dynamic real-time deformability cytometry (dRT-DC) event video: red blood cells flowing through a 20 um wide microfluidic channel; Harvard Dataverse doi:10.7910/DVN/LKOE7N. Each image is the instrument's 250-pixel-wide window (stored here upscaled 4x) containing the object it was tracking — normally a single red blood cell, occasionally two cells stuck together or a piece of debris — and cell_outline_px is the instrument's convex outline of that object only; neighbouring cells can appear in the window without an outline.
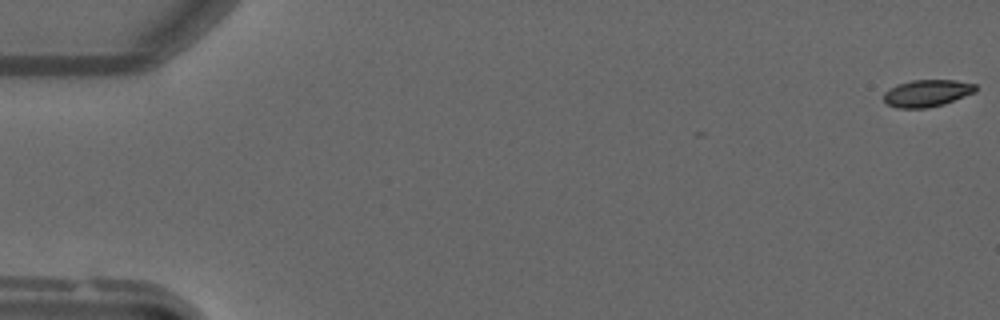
{"species": "common noctule bat (a hibernating species)", "species_latin": "Nyctalus noctula", "temperature_condition": "warm", "stored_images_in_passage": 51, "camera_frame_rate_fps": 3000, "um_per_image_px": 0.085, "animal": {"sex": "male", "forearm_length_mm": 52.5}, "frame": {"image": 1, "passage_image": 1, "time_ms": 0.0, "image_size_px": [1000, 320], "cell_outline_px": [[976, 92], [944, 104], [928, 108], [896, 108], [888, 104], [884, 100], [884, 92], [896, 84], [912, 80], [956, 80], [976, 84]], "centroid_in_image_um": [78.8, 7.92], "position_along_channel_um": 6.2, "area_um2": 14.57}}
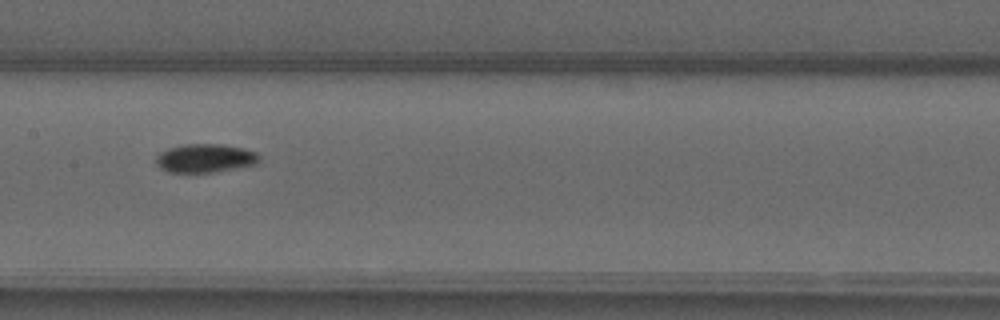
{"frame": {"image": 2, "passage_image": 26, "time_ms": 8.333, "image_size_px": [1000, 320], "cell_outline_px": [[260, 160], [256, 164], [212, 172], [168, 172], [160, 168], [156, 164], [156, 156], [160, 152], [168, 148], [184, 144], [224, 144], [244, 148], [256, 152], [260, 156]], "centroid_in_image_um": [17.43, 13.43], "position_along_channel_um": 190.0, "area_um2": 17.22}}
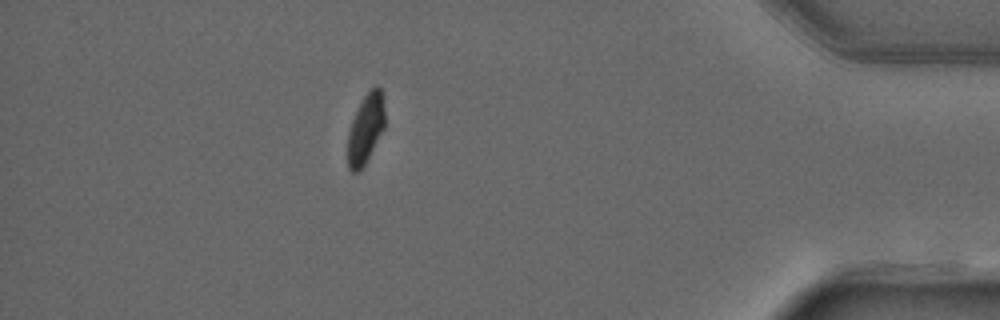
{"frame": {"image": 3, "passage_image": 45, "time_ms": 14.667, "image_size_px": [1000, 320], "cell_outline_px": [[384, 128], [360, 172], [352, 172], [348, 168], [348, 132], [352, 120], [364, 96], [376, 84], [380, 88], [384, 96]], "centroid_in_image_um": [31.08, 10.94], "position_along_channel_um": 404.1, "area_um2": 14.91}}